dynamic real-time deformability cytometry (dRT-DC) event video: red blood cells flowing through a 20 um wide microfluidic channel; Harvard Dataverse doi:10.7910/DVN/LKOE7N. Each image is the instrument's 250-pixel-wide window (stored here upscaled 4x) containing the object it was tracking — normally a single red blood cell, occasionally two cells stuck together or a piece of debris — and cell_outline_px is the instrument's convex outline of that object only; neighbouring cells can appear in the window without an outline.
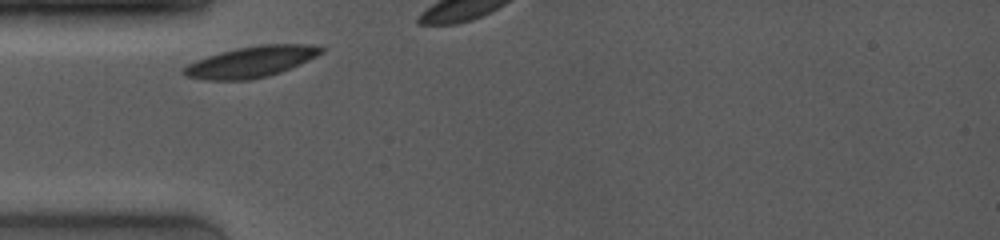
{"species": "common noctule bat (a hibernating species)", "species_latin": "Nyctalus noctula", "temperature_condition": "room temperature", "stored_images_in_passage": 6, "camera_frame_rate_fps": 4000, "um_per_image_px": 0.085, "animal": {"sex": "female", "body_mass_g": 19.0, "forearm_length_mm": 53.3}, "frame": {"image": 1, "passage_image": 1, "time_ms": 0.0, "image_size_px": [1000, 240], "cell_outline_px": [[324, 52], [300, 64], [280, 72], [268, 76], [252, 80], [204, 80], [184, 76], [180, 72], [180, 68], [196, 60], [220, 52], [236, 48], [260, 44], [304, 44], [324, 48]], "centroid_in_image_um": [21.28, 5.27], "position_along_channel_um": 63.7, "area_um2": 24.97}}